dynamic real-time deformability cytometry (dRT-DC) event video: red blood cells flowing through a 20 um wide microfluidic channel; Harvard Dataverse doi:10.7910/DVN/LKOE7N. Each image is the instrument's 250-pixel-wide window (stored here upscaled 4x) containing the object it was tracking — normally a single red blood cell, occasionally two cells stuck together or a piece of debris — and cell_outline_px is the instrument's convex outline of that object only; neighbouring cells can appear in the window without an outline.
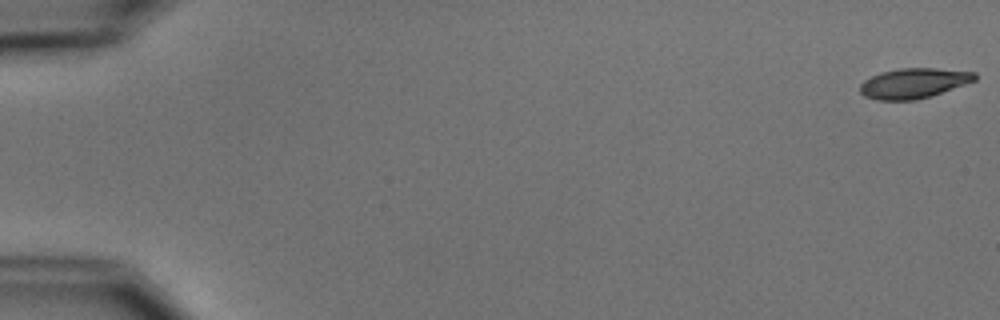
{"species": "common noctule bat (a hibernating species)", "species_latin": "Nyctalus noctula", "temperature_condition": "cold", "stored_images_in_passage": 2, "camera_frame_rate_fps": 3000, "um_per_image_px": 0.085, "animal": {"sex": "male", "body_mass_g": 15.6}, "frame": {"image": 1, "passage_image": 2, "time_ms": 1.333, "image_size_px": [1000, 320], "cell_outline_px": [[976, 80], [916, 100], [876, 100], [864, 96], [860, 92], [860, 84], [864, 80], [880, 72], [900, 68], [936, 68], [976, 72]], "centroid_in_image_um": [77.62, 7.06], "position_along_channel_um": 7.4, "area_um2": 19.94}}